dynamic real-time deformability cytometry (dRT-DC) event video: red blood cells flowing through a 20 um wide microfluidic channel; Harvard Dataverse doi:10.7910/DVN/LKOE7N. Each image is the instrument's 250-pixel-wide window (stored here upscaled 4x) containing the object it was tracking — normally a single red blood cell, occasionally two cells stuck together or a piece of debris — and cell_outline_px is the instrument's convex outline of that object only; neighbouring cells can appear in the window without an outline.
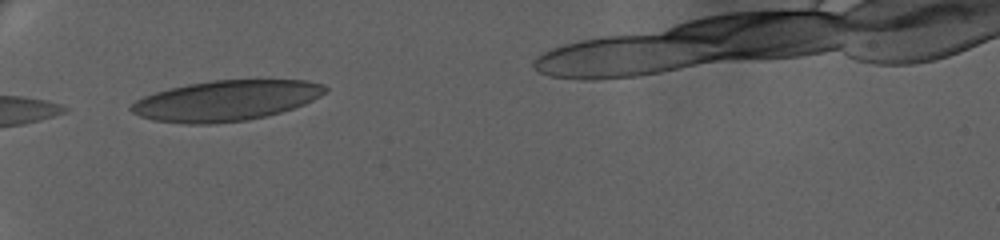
{"species": "human", "species_latin": "Homo sapiens", "temperature_condition": "warm", "stored_images_in_passage": 5, "camera_frame_rate_fps": 3000, "um_per_image_px": 0.085, "donor": {"sex": "female"}, "frame": {"image": 1, "passage_image": 1, "time_ms": 0.0, "image_size_px": [1000, 240], "cell_outline_px": [[328, 88], [320, 96], [304, 104], [268, 116], [248, 120], [216, 124], [184, 124], [152, 120], [140, 116], [132, 112], [128, 108], [136, 100], [144, 96], [156, 92], [172, 88], [212, 80], [304, 80], [324, 84]], "centroid_in_image_um": [19.2, 8.57], "position_along_channel_um": 65.8, "area_um2": 45.6}}
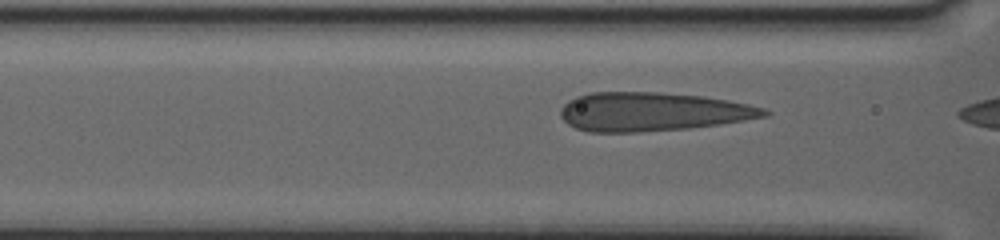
{"frame": {"image": 2, "passage_image": 3, "time_ms": 0.667, "image_size_px": [1000, 240], "cell_outline_px": [[772, 112], [768, 116], [720, 124], [688, 128], [640, 132], [588, 132], [576, 128], [568, 124], [560, 116], [560, 108], [568, 100], [576, 96], [592, 92], [660, 92], [700, 96], [728, 100], [748, 104], [764, 108]], "centroid_in_image_um": [55.44, 9.5], "position_along_channel_um": 111.2, "area_um2": 46.12}}